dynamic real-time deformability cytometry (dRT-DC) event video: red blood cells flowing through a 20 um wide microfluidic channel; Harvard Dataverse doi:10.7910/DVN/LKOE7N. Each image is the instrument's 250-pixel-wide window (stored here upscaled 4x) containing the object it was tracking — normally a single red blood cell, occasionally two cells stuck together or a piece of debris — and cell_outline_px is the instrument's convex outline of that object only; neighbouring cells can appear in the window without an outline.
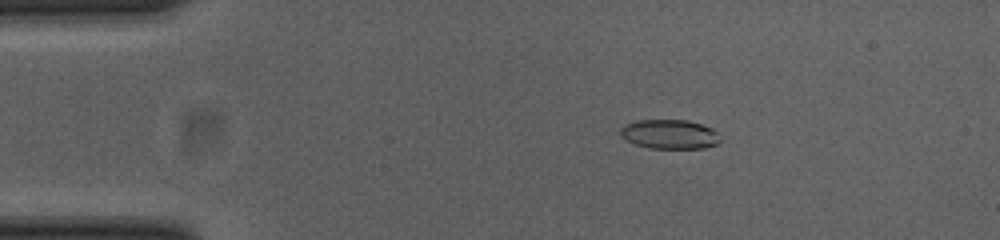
{"species": "common noctule bat (a hibernating species)", "species_latin": "Nyctalus noctula", "temperature_condition": "cold", "stored_images_in_passage": 52, "camera_frame_rate_fps": 3000, "um_per_image_px": 0.085, "animal": {"sex": "female", "body_mass_g": 23.0, "forearm_length_mm": 53.4}, "frame": {"image": 1, "passage_image": 9, "time_ms": 2.667, "image_size_px": [1000, 240], "cell_outline_px": [[720, 140], [716, 144], [704, 148], [648, 148], [636, 144], [620, 136], [620, 128], [624, 124], [636, 120], [688, 120], [712, 128], [716, 132]], "centroid_in_image_um": [56.88, 11.4], "position_along_channel_um": 28.1, "area_um2": 16.99}}
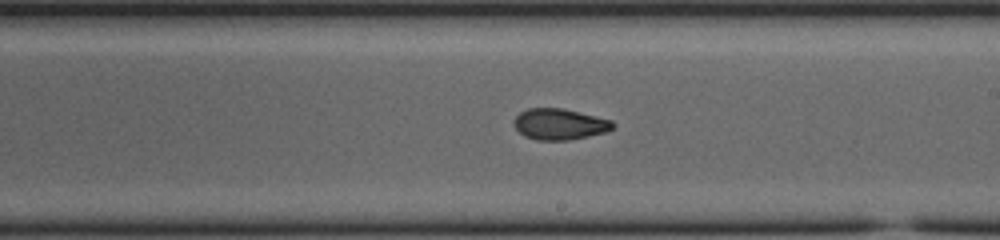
{"frame": {"image": 2, "passage_image": 30, "time_ms": 9.667, "image_size_px": [1000, 240], "cell_outline_px": [[616, 124], [612, 128], [604, 132], [588, 136], [568, 140], [536, 140], [524, 136], [512, 124], [512, 120], [520, 112], [528, 108], [564, 108], [612, 120]], "centroid_in_image_um": [47.53, 10.54], "position_along_channel_um": 241.5, "area_um2": 17.98}}
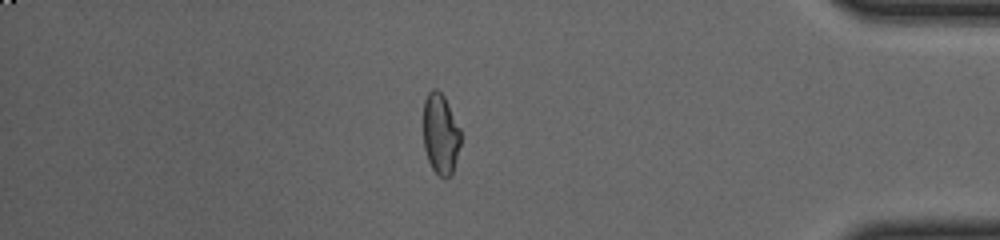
{"frame": {"image": 3, "passage_image": 45, "time_ms": 14.667, "image_size_px": [1000, 240], "cell_outline_px": [[460, 144], [452, 172], [448, 176], [440, 176], [432, 168], [428, 160], [424, 148], [424, 100], [428, 92], [432, 88], [436, 88], [444, 96], [460, 128]], "centroid_in_image_um": [37.43, 11.34], "position_along_channel_um": 397.8, "area_um2": 17.28}, "authors_computed_cell_mechanics": {"area_um2": 17.8602, "velocity_mm_per_s": 3.8659, "shape_relaxation_time_tau1_ms": 5.6664, "shape_relaxation_time_tau2_ms": 1.7318, "deformation_change_tau1": 0.18, "deformation_change_tau2": 0.0693}}